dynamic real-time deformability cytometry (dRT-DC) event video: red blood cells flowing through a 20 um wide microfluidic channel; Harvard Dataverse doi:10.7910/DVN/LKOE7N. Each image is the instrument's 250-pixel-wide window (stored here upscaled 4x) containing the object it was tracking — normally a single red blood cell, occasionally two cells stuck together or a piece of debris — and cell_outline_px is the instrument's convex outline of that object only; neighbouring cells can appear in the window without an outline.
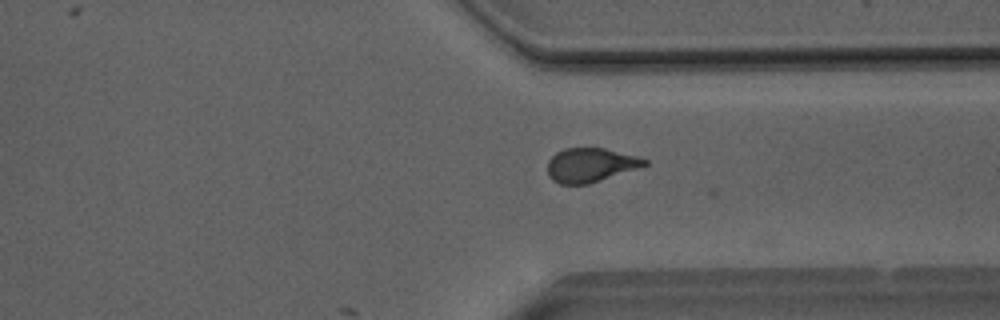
{"species": "Egyptian fruit bat (a non-hibernating species)", "species_latin": "Rousettus aegyptiacus", "temperature_condition": "room temperature", "stored_images_in_passage": 23, "camera_frame_rate_fps": 3000, "um_per_image_px": 0.085, "animal": {"sex": "male"}, "frame": {"image": 1, "passage_image": 23, "time_ms": 7.333, "image_size_px": [1000, 320], "cell_outline_px": [[648, 164], [588, 184], [560, 184], [552, 180], [548, 176], [548, 160], [556, 152], [564, 148], [604, 148], [636, 156], [648, 160]], "centroid_in_image_um": [50.14, 14.02], "position_along_channel_um": 361.3, "area_um2": 19.02}}